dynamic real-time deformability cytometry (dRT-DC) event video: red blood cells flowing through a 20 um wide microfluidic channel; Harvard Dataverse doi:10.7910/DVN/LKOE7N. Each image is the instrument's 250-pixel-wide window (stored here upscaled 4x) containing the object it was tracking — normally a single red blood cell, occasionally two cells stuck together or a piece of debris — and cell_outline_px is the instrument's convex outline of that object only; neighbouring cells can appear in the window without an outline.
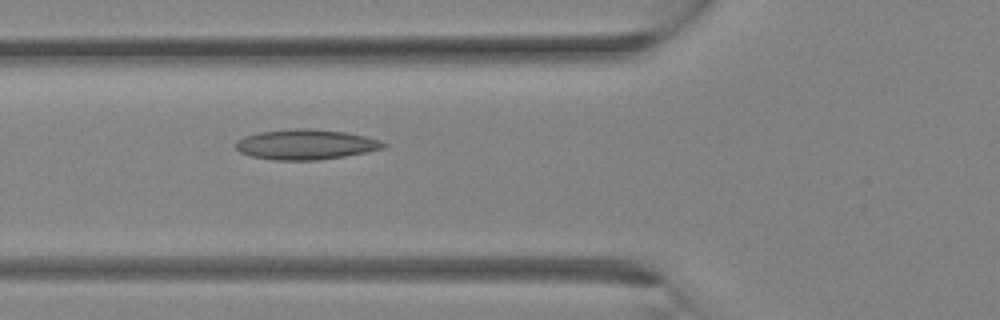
{"species": "Egyptian fruit bat (a non-hibernating species)", "species_latin": "Rousettus aegyptiacus", "temperature_condition": "room temperature", "stored_images_in_passage": 12, "camera_frame_rate_fps": 3000, "um_per_image_px": 0.085, "animal": {"sex": "female"}, "frame": {"image": 1, "passage_image": 12, "time_ms": 3.667, "image_size_px": [1000, 320], "cell_outline_px": [[388, 144], [384, 148], [344, 156], [320, 160], [272, 160], [248, 156], [240, 152], [236, 148], [236, 140], [244, 136], [260, 132], [292, 128], [304, 128], [344, 132], [364, 136], [380, 140]], "centroid_in_image_um": [25.95, 12.28], "position_along_channel_um": 99.9, "area_um2": 25.95}}